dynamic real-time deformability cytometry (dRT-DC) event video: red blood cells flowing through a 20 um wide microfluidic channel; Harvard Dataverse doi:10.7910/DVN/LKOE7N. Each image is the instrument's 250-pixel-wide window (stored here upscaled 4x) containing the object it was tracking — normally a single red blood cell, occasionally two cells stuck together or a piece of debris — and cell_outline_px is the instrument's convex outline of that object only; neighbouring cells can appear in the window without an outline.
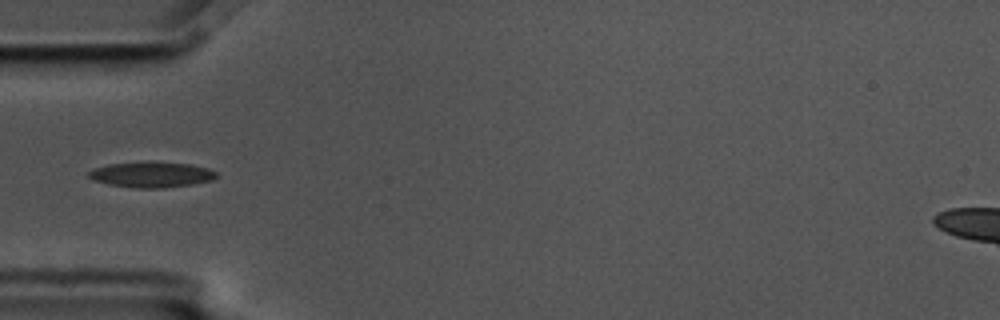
{"species": "common noctule bat (a hibernating species)", "species_latin": "Nyctalus noctula", "temperature_condition": "cold", "stored_images_in_passage": 8, "camera_frame_rate_fps": 3000, "um_per_image_px": 0.085, "animal": {"sex": "male", "body_mass_g": 17.5, "forearm_length_mm": 52.3}, "frame": {"image": 1, "passage_image": 5, "time_ms": 1.333, "image_size_px": [1000, 320], "cell_outline_px": [[220, 176], [212, 180], [192, 184], [160, 188], [132, 188], [108, 184], [92, 180], [88, 176], [88, 172], [96, 168], [108, 164], [188, 164], [208, 168], [216, 172]], "centroid_in_image_um": [12.89, 14.89], "position_along_channel_um": 72.1, "area_um2": 18.21}}